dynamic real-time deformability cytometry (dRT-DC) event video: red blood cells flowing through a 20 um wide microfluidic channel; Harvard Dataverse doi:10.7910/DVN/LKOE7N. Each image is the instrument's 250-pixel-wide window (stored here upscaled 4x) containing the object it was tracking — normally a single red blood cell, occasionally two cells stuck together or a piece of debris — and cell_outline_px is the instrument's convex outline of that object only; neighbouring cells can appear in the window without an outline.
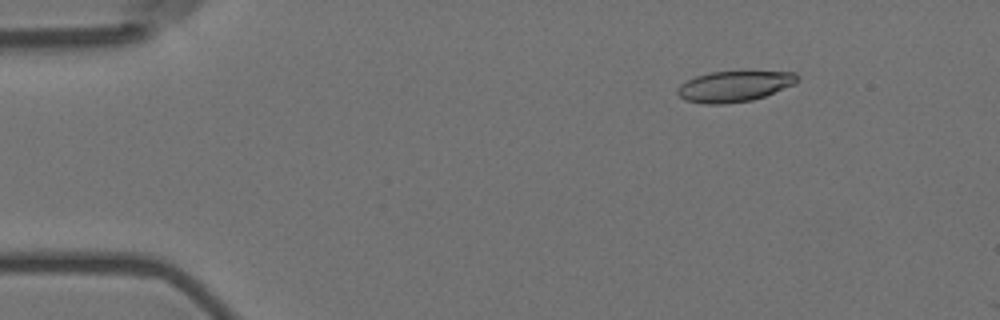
{"species": "Egyptian fruit bat (a non-hibernating species)", "species_latin": "Rousettus aegyptiacus", "temperature_condition": "room temperature", "stored_images_in_passage": 14, "camera_frame_rate_fps": 3000, "um_per_image_px": 0.085, "animal": {"sex": "female"}, "frame": {"image": 1, "passage_image": 8, "time_ms": 2.333, "image_size_px": [1000, 320], "cell_outline_px": [[800, 76], [796, 84], [764, 96], [752, 100], [724, 104], [704, 104], [684, 100], [676, 92], [676, 88], [680, 84], [696, 76], [708, 72], [796, 72]], "centroid_in_image_um": [62.41, 7.34], "position_along_channel_um": 22.6, "area_um2": 21.5}}